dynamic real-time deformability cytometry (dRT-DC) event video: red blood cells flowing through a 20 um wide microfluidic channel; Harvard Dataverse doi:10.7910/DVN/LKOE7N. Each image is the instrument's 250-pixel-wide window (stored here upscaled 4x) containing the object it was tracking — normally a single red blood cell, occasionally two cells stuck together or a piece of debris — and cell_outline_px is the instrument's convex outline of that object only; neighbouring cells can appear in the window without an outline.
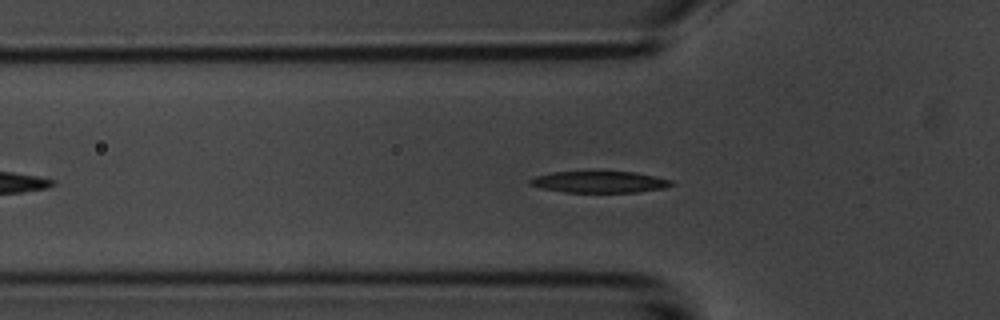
{"species": "common noctule bat (a hibernating species)", "species_latin": "Nyctalus noctula", "temperature_condition": "room temperature", "stored_images_in_passage": 46, "camera_frame_rate_fps": 3000, "um_per_image_px": 0.085, "animal": {"sex": "male", "body_mass_g": 20.1, "forearm_length_mm": 53.5}, "frame": {"image": 1, "passage_image": 10, "time_ms": 3.0, "image_size_px": [1000, 320], "cell_outline_px": [[676, 184], [664, 188], [640, 192], [564, 192], [544, 188], [528, 184], [528, 180], [536, 176], [552, 172], [636, 172], [656, 176], [672, 180]], "centroid_in_image_um": [51.01, 15.47], "position_along_channel_um": 74.8, "area_um2": 17.69}}
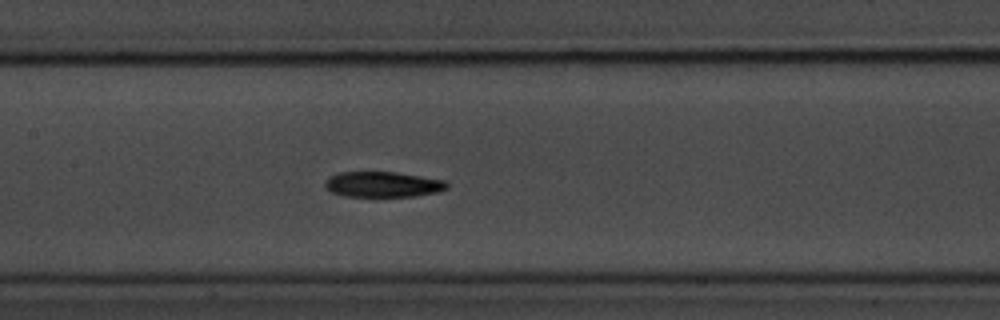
{"frame": {"image": 2, "passage_image": 18, "time_ms": 5.667, "image_size_px": [1000, 320], "cell_outline_px": [[448, 188], [436, 192], [412, 196], [344, 196], [332, 192], [324, 188], [324, 184], [328, 176], [340, 172], [396, 172], [444, 180], [448, 184]], "centroid_in_image_um": [32.49, 15.67], "position_along_channel_um": 174.9, "area_um2": 18.03}}
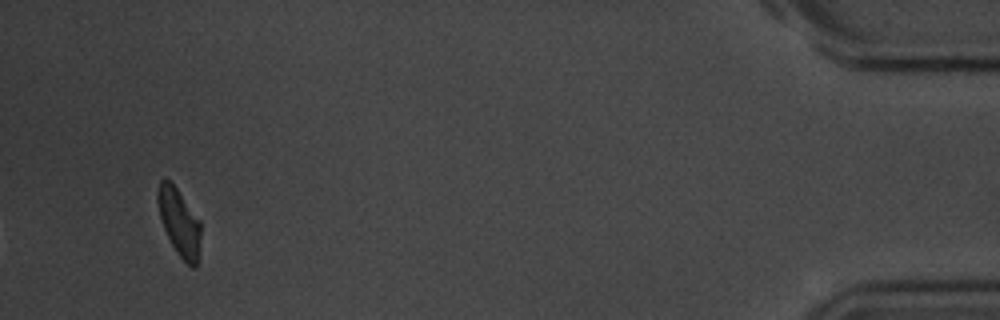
{"frame": {"image": 3, "passage_image": 44, "time_ms": 14.333, "image_size_px": [1000, 320], "cell_outline_px": [[200, 236], [196, 268], [192, 268], [176, 252], [164, 228], [160, 216], [156, 200], [156, 192], [160, 180], [164, 176], [176, 188], [200, 220]], "centroid_in_image_um": [15.21, 18.85], "position_along_channel_um": 420.0, "area_um2": 16.65}, "authors_computed_cell_mechanics": {"area_um2": 18.1781, "velocity_mm_per_s": 3.7195, "shape_relaxation_time_tau1_ms": 2.4914, "shape_relaxation_time_tau2_ms": 9.0949, "deformation_change_tau1": 0.1542, "deformation_change_tau2": 0.1691}}